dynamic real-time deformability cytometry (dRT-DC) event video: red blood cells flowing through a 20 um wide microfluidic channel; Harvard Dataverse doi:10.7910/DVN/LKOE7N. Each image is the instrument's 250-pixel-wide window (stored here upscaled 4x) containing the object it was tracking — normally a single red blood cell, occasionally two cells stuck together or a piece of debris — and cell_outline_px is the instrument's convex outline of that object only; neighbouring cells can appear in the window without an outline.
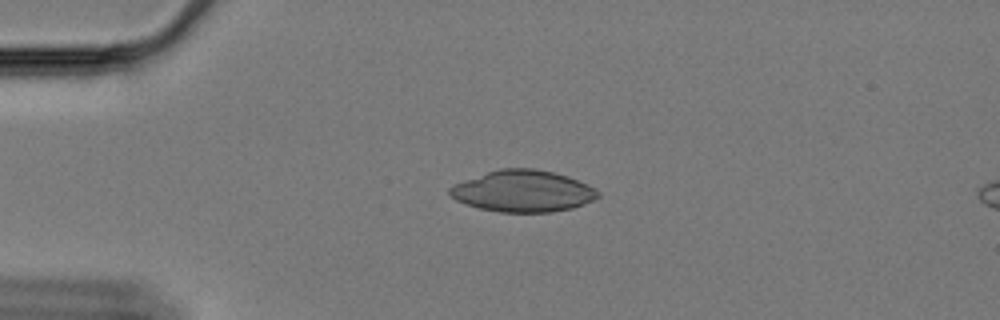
{"species": "Egyptian fruit bat (a non-hibernating species)", "species_latin": "Rousettus aegyptiacus", "temperature_condition": "cold", "stored_images_in_passage": 54, "camera_frame_rate_fps": 3000, "um_per_image_px": 0.085, "animal": {"sex": "female"}, "frame": {"image": 1, "passage_image": 9, "time_ms": 2.667, "image_size_px": [1000, 320], "cell_outline_px": [[600, 196], [584, 204], [572, 208], [552, 212], [500, 212], [480, 208], [456, 200], [448, 192], [448, 188], [464, 180], [500, 168], [536, 168], [568, 176], [600, 192]], "centroid_in_image_um": [44.45, 16.25], "position_along_channel_um": 40.6, "area_um2": 35.49}}
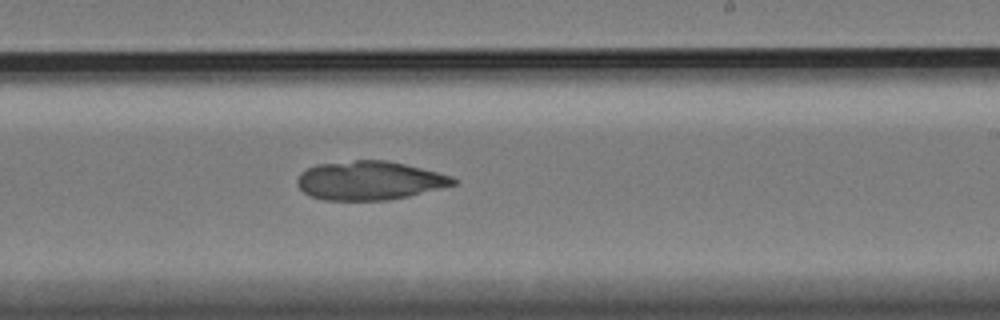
{"frame": {"image": 2, "passage_image": 31, "time_ms": 10.0, "image_size_px": [1000, 320], "cell_outline_px": [[456, 184], [408, 196], [388, 200], [324, 200], [312, 196], [304, 192], [296, 184], [296, 180], [300, 172], [316, 164], [356, 160], [384, 160], [404, 164], [452, 176], [456, 180]], "centroid_in_image_um": [31.36, 15.34], "position_along_channel_um": 257.6, "area_um2": 35.03}}
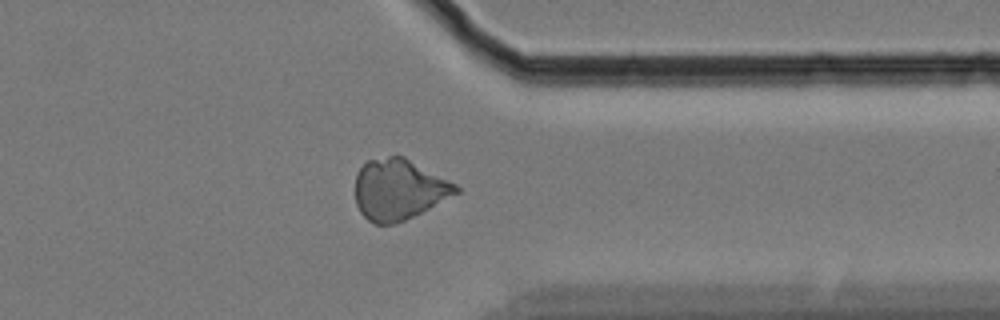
{"frame": {"image": 3, "passage_image": 42, "time_ms": 13.667, "image_size_px": [1000, 320], "cell_outline_px": [[460, 192], [404, 220], [392, 224], [376, 224], [368, 220], [360, 212], [356, 204], [356, 172], [368, 160], [388, 156], [404, 156], [456, 184], [460, 188]], "centroid_in_image_um": [33.88, 16.09], "position_along_channel_um": 377.5, "area_um2": 35.32}}